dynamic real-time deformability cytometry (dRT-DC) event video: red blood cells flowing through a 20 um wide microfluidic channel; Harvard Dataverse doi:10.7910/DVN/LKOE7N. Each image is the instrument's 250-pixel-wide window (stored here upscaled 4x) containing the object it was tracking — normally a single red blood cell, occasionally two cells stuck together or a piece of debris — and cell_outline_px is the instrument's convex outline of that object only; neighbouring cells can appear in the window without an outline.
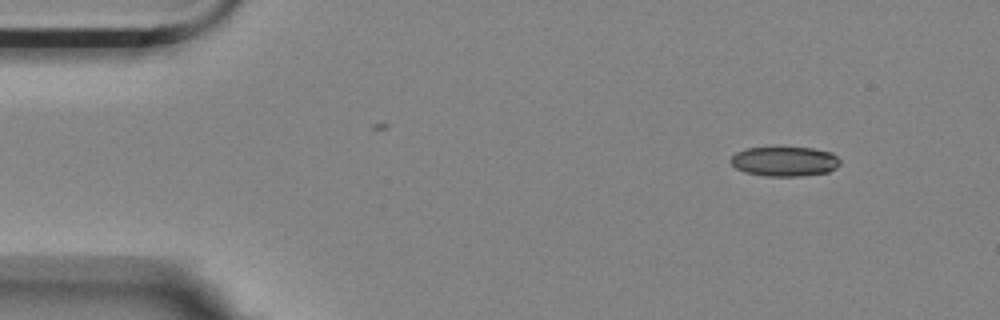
{"species": "Egyptian fruit bat (a non-hibernating species)", "species_latin": "Rousettus aegyptiacus", "temperature_condition": "room temperature", "stored_images_in_passage": 3, "camera_frame_rate_fps": 3000, "um_per_image_px": 0.085, "animal": {"sex": "female"}, "frame": {"image": 1, "passage_image": 1, "time_ms": 0.0, "image_size_px": [1000, 320], "cell_outline_px": [[840, 164], [836, 168], [828, 172], [800, 176], [764, 176], [744, 172], [736, 168], [728, 160], [736, 152], [748, 148], [812, 148], [832, 152], [840, 160]], "centroid_in_image_um": [66.69, 13.73], "position_along_channel_um": 18.3, "area_um2": 18.9}}